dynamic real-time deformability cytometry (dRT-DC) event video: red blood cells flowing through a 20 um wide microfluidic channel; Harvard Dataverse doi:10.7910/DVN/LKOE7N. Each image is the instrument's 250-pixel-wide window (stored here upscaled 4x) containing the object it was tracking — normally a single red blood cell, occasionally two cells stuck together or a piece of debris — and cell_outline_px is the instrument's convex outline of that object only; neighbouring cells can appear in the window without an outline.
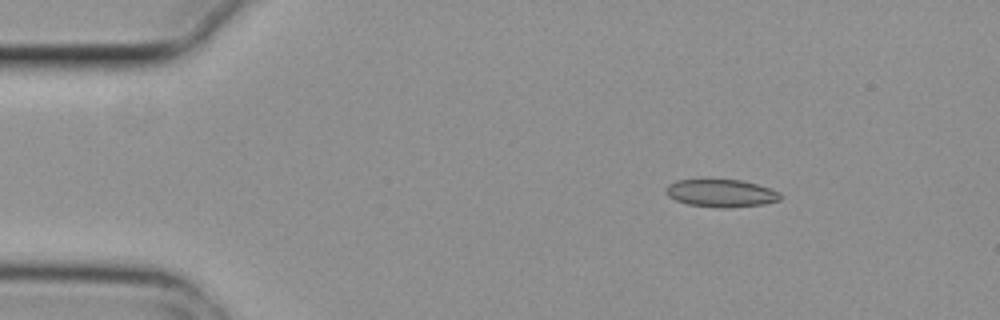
{"species": "common noctule bat (a hibernating species)", "species_latin": "Nyctalus noctula", "temperature_condition": "cold", "stored_images_in_passage": 6, "camera_frame_rate_fps": 3000, "um_per_image_px": 0.085, "animal": {"sex": "female", "body_mass_g": 29.2, "forearm_length_mm": 56.3}, "frame": {"image": 1, "passage_image": 3, "time_ms": 0.667, "image_size_px": [1000, 320], "cell_outline_px": [[780, 200], [764, 204], [732, 208], [716, 208], [688, 204], [676, 200], [668, 196], [664, 192], [664, 188], [668, 184], [676, 180], [740, 180], [756, 184], [780, 192]], "centroid_in_image_um": [61.26, 16.43], "position_along_channel_um": 23.7, "area_um2": 18.5}}
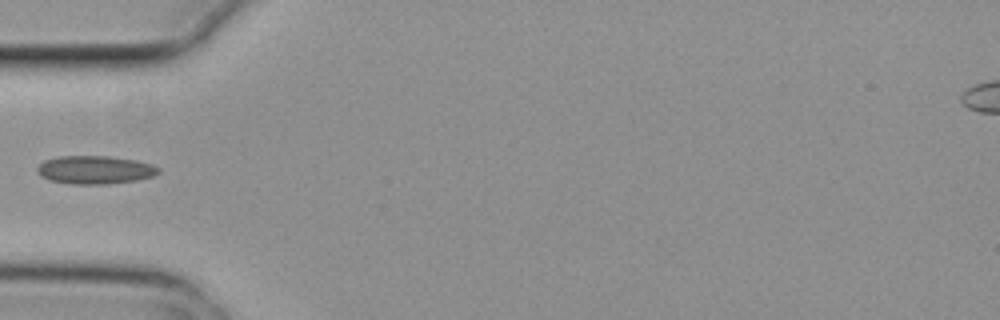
{"frame": {"image": 2, "passage_image": 6, "time_ms": 1.667, "image_size_px": [1000, 320], "cell_outline_px": [[160, 172], [152, 176], [136, 180], [108, 184], [72, 184], [48, 180], [40, 176], [36, 172], [36, 168], [44, 160], [60, 156], [108, 156], [136, 160], [152, 164], [160, 168]], "centroid_in_image_um": [8.05, 14.44], "position_along_channel_um": 77.0, "area_um2": 20.06}}